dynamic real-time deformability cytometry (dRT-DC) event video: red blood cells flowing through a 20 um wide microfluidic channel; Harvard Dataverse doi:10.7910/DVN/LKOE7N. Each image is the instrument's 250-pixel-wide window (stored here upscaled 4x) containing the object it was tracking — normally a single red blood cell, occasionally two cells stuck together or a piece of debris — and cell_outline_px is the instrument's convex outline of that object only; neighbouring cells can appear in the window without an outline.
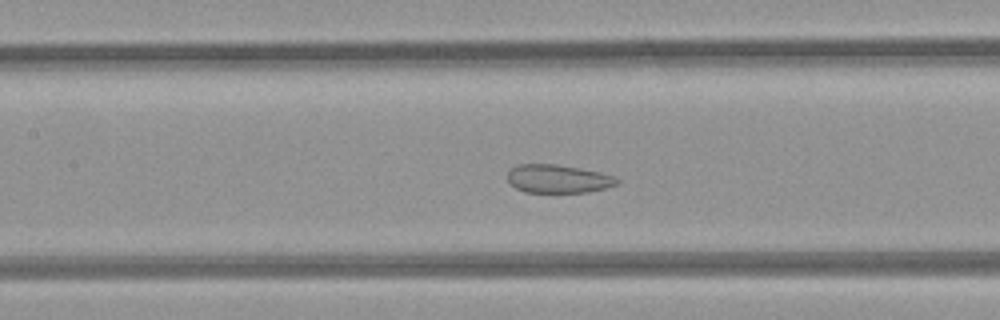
{"species": "common noctule bat (a hibernating species)", "species_latin": "Nyctalus noctula", "temperature_condition": "room temperature", "stored_images_in_passage": 36, "camera_frame_rate_fps": 3000, "um_per_image_px": 0.085, "animal": {"sex": "female", "body_mass_g": 21.9}, "frame": {"image": 1, "passage_image": 8, "time_ms": 2.333, "image_size_px": [1000, 320], "cell_outline_px": [[620, 184], [588, 192], [524, 192], [516, 188], [508, 180], [508, 168], [516, 164], [556, 164], [580, 168], [600, 172], [616, 176], [620, 180]], "centroid_in_image_um": [47.45, 15.19], "position_along_channel_um": 160.0, "area_um2": 18.26}}
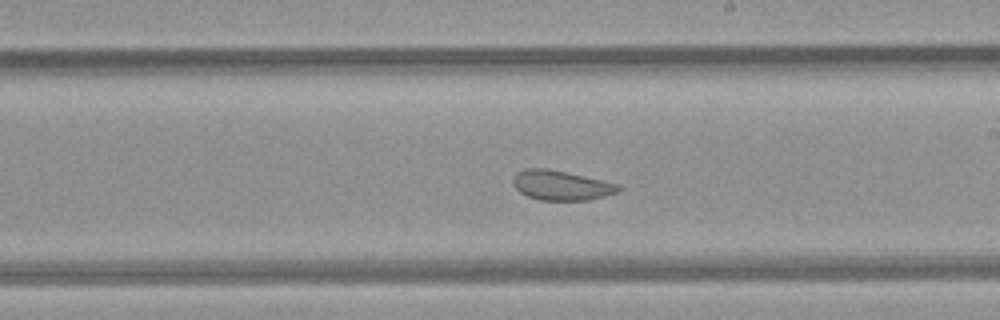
{"frame": {"image": 2, "passage_image": 14, "time_ms": 4.333, "image_size_px": [1000, 320], "cell_outline_px": [[620, 188], [616, 192], [604, 196], [588, 200], [540, 200], [528, 196], [520, 192], [512, 184], [512, 180], [516, 172], [524, 168], [548, 168], [620, 184]], "centroid_in_image_um": [47.65, 15.74], "position_along_channel_um": 241.3, "area_um2": 18.21}}
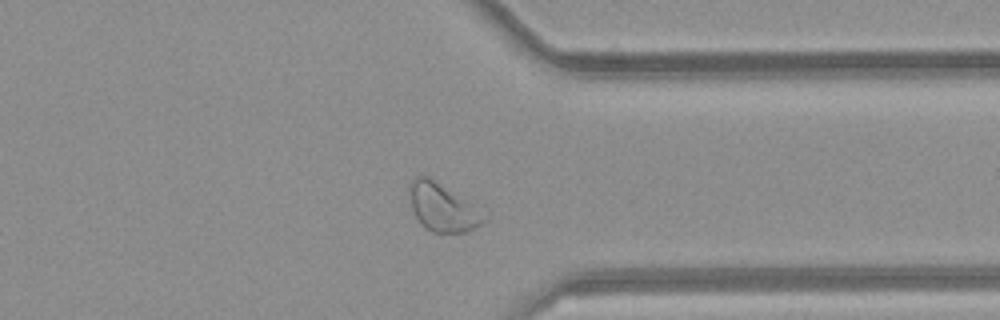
{"frame": {"image": 3, "passage_image": 24, "time_ms": 7.667, "image_size_px": [1000, 320], "cell_outline_px": [[488, 216], [480, 224], [464, 232], [432, 232], [416, 216], [412, 208], [408, 192], [408, 184], [416, 176], [428, 176], [488, 208]], "centroid_in_image_um": [37.73, 17.56], "position_along_channel_um": 373.7, "area_um2": 21.62}, "authors_computed_cell_mechanics": {"area_um2": 20.4034, "velocity_mm_per_s": 4.0833, "shape_relaxation_time_tau1_ms": null, "shape_relaxation_time_tau2_ms": 1.0167, "deformation_change_tau1": null, "deformation_change_tau2": 0.0527}}